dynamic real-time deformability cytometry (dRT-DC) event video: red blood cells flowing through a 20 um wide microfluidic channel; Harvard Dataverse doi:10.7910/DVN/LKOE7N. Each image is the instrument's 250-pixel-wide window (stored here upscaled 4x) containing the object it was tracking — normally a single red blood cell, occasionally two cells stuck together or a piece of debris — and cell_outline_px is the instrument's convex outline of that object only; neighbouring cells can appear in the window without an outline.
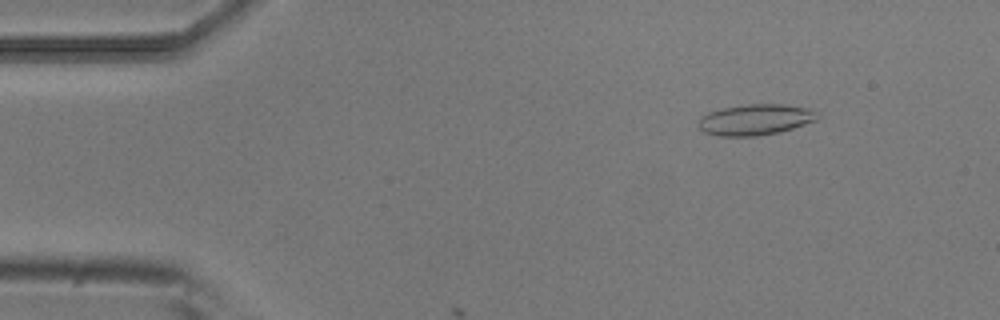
{"species": "common noctule bat (a hibernating species)", "species_latin": "Nyctalus noctula", "temperature_condition": "room temperature", "stored_images_in_passage": 4, "camera_frame_rate_fps": 3000, "um_per_image_px": 0.085, "animal": {"sex": "male", "body_mass_g": 20.5, "forearm_length_mm": 52.5}, "frame": {"image": 1, "passage_image": 2, "time_ms": 0.333, "image_size_px": [1000, 320], "cell_outline_px": [[820, 116], [816, 120], [780, 132], [756, 136], [720, 136], [704, 132], [696, 124], [700, 116], [708, 112], [724, 108], [748, 104], [780, 104], [808, 108]], "centroid_in_image_um": [64.15, 10.17], "position_along_channel_um": 20.8, "area_um2": 21.33}}